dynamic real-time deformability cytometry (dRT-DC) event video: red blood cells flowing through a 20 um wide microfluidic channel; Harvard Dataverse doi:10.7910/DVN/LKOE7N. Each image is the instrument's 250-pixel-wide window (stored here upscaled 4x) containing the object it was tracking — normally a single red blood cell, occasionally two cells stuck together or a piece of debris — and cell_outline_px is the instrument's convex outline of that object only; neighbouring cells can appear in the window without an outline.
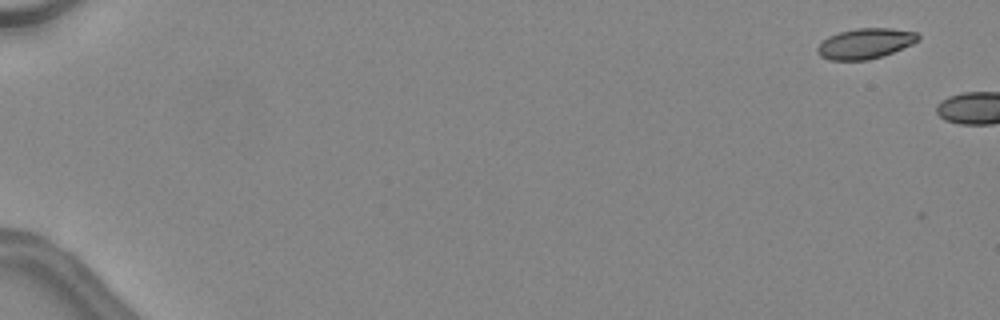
{"species": "common noctule bat (a hibernating species)", "species_latin": "Nyctalus noctula", "temperature_condition": "warm", "stored_images_in_passage": 2, "camera_frame_rate_fps": 3000, "um_per_image_px": 0.085, "animal": {"sex": "female", "body_mass_g": 24.6, "forearm_length_mm": 56.2}, "frame": {"image": 1, "passage_image": 1, "time_ms": 0.0, "image_size_px": [1000, 320], "cell_outline_px": [[920, 40], [912, 44], [884, 56], [868, 60], [828, 60], [820, 56], [816, 52], [816, 48], [828, 36], [840, 32], [856, 28], [892, 28], [916, 32], [920, 36]], "centroid_in_image_um": [73.56, 3.7], "position_along_channel_um": 11.4, "area_um2": 17.98}}